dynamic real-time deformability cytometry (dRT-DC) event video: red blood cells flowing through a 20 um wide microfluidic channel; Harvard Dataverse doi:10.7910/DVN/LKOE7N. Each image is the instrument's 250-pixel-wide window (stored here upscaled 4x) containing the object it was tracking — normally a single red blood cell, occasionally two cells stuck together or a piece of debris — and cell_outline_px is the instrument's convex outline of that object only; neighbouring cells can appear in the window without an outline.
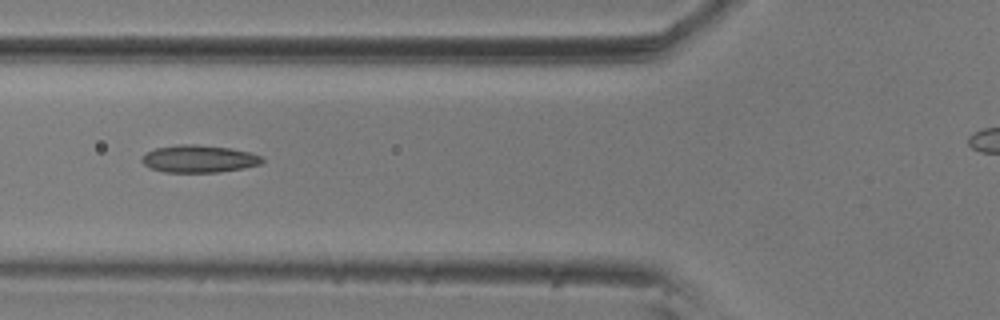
{"species": "common noctule bat (a hibernating species)", "species_latin": "Nyctalus noctula", "temperature_condition": "room temperature", "stored_images_in_passage": 14, "camera_frame_rate_fps": 3000, "um_per_image_px": 0.085, "animal": {"sex": "male", "body_mass_g": 20.5, "forearm_length_mm": 52.5}, "frame": {"image": 1, "passage_image": 6, "time_ms": 1.667, "image_size_px": [1000, 320], "cell_outline_px": [[264, 160], [260, 164], [244, 168], [220, 172], [164, 172], [148, 168], [140, 160], [144, 152], [156, 148], [176, 144], [196, 144], [228, 148], [248, 152], [260, 156]], "centroid_in_image_um": [16.84, 13.5], "position_along_channel_um": 109.0, "area_um2": 19.31}}
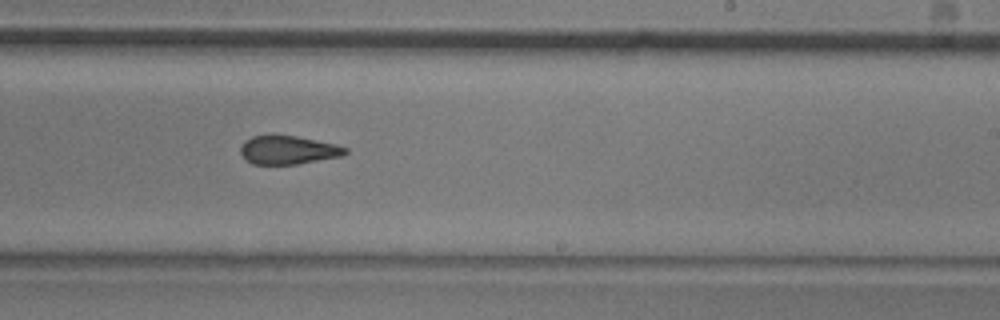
{"frame": {"image": 2, "passage_image": 10, "time_ms": 3.0, "image_size_px": [1000, 320], "cell_outline_px": [[348, 152], [340, 156], [296, 164], [252, 164], [240, 152], [240, 148], [244, 140], [252, 136], [272, 132], [296, 136], [336, 144], [348, 148]], "centroid_in_image_um": [24.45, 12.7], "position_along_channel_um": 264.6, "area_um2": 17.74}}
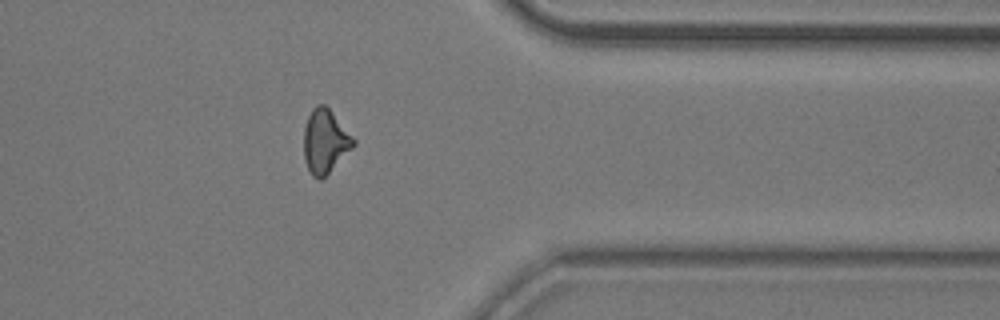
{"frame": {"image": 3, "passage_image": 13, "time_ms": 4.0, "image_size_px": [1000, 320], "cell_outline_px": [[356, 144], [320, 180], [312, 176], [304, 160], [304, 128], [308, 116], [312, 108], [316, 104], [324, 104], [328, 108], [356, 140]], "centroid_in_image_um": [27.61, 12.0], "position_along_channel_um": 383.8, "area_um2": 18.15}}